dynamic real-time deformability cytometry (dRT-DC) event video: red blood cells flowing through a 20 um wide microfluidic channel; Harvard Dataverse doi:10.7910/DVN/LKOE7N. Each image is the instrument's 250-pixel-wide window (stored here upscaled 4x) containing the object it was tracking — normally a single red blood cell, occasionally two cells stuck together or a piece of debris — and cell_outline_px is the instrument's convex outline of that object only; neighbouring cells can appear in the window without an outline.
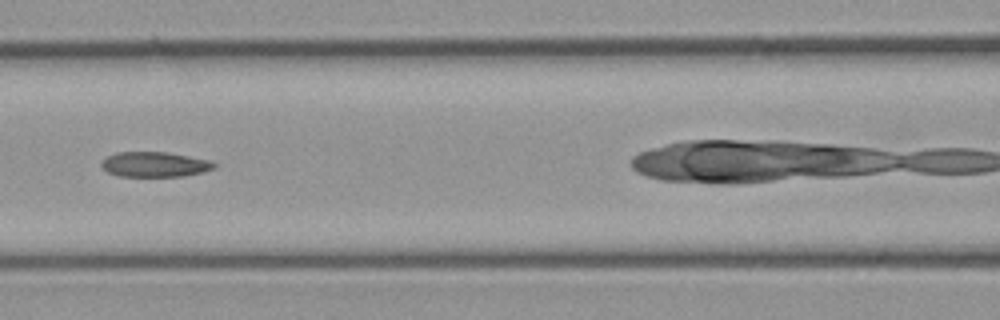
{"species": "common noctule bat (a hibernating species)", "species_latin": "Nyctalus noctula", "temperature_condition": "cold", "stored_images_in_passage": 7, "camera_frame_rate_fps": 3000, "um_per_image_px": 0.085, "animal": {"sex": "male", "body_mass_g": 23.1, "forearm_length_mm": 52.7}, "frame": {"image": 1, "passage_image": 6, "time_ms": 5.667, "image_size_px": [1000, 320], "cell_outline_px": [[216, 168], [204, 172], [184, 176], [120, 176], [108, 172], [100, 164], [108, 156], [116, 152], [164, 152], [188, 156], [208, 160], [216, 164]], "centroid_in_image_um": [13.17, 13.98], "position_along_channel_um": 153.4, "area_um2": 16.3}}